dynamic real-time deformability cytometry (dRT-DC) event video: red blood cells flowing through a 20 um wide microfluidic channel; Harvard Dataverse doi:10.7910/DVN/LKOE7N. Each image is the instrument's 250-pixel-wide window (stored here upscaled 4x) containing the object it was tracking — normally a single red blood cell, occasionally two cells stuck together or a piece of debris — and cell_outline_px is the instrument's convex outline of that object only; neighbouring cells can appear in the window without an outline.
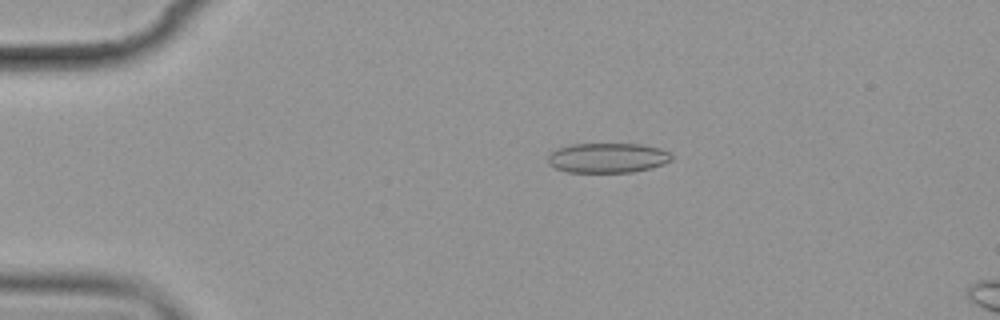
{"species": "common noctule bat (a hibernating species)", "species_latin": "Nyctalus noctula", "temperature_condition": "cold", "stored_images_in_passage": 6, "camera_frame_rate_fps": 3000, "um_per_image_px": 0.085, "animal": {"sex": "female", "body_mass_g": 19.9}, "frame": {"image": 1, "passage_image": 4, "time_ms": 3.333, "image_size_px": [1000, 320], "cell_outline_px": [[672, 160], [664, 164], [652, 168], [632, 172], [568, 172], [556, 168], [548, 164], [548, 156], [556, 148], [572, 144], [640, 144], [660, 148], [668, 152], [672, 156]], "centroid_in_image_um": [51.65, 13.42], "position_along_channel_um": 33.3, "area_um2": 21.56}}